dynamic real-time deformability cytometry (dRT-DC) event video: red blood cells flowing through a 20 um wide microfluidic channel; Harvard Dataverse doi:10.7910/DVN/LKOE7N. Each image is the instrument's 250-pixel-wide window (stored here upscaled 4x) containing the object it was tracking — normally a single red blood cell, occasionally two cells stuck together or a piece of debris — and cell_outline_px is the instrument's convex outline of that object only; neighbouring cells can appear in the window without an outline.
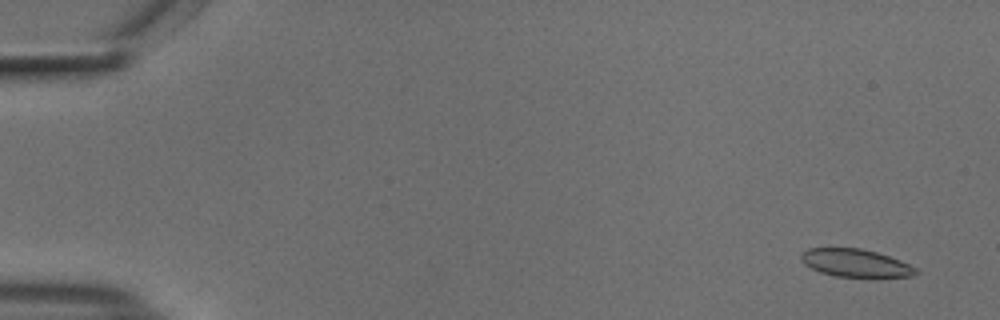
{"species": "common noctule bat (a hibernating species)", "species_latin": "Nyctalus noctula", "temperature_condition": "cold", "stored_images_in_passage": 56, "segment_of_instrument_passage": [1, 2], "camera_frame_rate_fps": 3000, "um_per_image_px": 0.085, "animal": {"sex": "male", "body_mass_g": 18.8}, "frame": {"image": 1, "passage_image": 3, "time_ms": 0.667, "image_size_px": [1000, 320], "cell_outline_px": [[920, 272], [916, 276], [876, 280], [836, 276], [820, 272], [804, 264], [800, 260], [800, 252], [808, 248], [860, 248], [876, 252], [900, 260], [916, 268]], "centroid_in_image_um": [72.79, 22.41], "position_along_channel_um": 12.2, "area_um2": 19.59}}
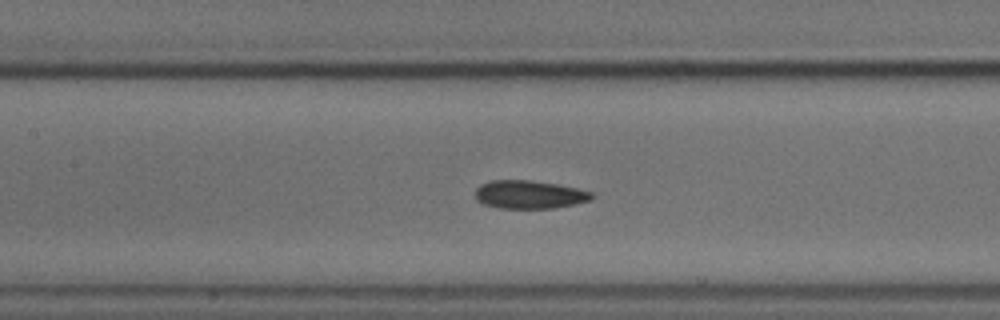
{"frame": {"image": 2, "passage_image": 26, "time_ms": 8.333, "image_size_px": [1000, 320], "cell_outline_px": [[596, 196], [592, 200], [576, 204], [552, 208], [496, 208], [484, 204], [476, 200], [476, 188], [480, 184], [492, 180], [532, 180], [560, 184], [592, 192]], "centroid_in_image_um": [45.02, 16.53], "position_along_channel_um": 162.4, "area_um2": 19.42}}
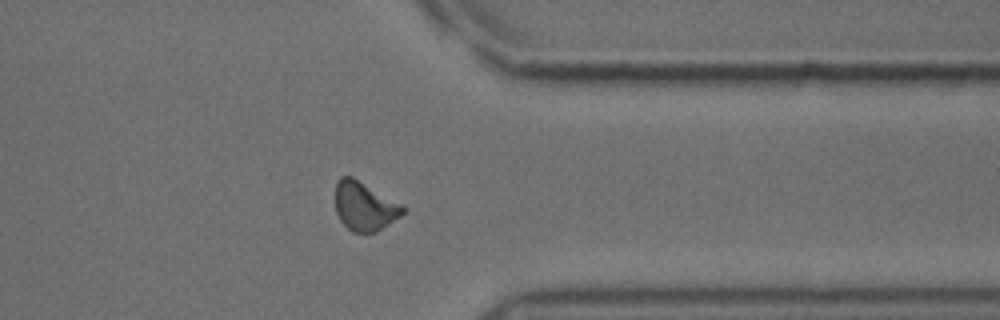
{"frame": {"image": 3, "passage_image": 44, "time_ms": 14.333, "image_size_px": [1000, 320], "cell_outline_px": [[404, 212], [400, 216], [376, 232], [352, 232], [340, 220], [336, 212], [336, 180], [340, 176], [352, 176], [404, 204]], "centroid_in_image_um": [30.99, 17.5], "position_along_channel_um": 380.4, "area_um2": 19.31}}